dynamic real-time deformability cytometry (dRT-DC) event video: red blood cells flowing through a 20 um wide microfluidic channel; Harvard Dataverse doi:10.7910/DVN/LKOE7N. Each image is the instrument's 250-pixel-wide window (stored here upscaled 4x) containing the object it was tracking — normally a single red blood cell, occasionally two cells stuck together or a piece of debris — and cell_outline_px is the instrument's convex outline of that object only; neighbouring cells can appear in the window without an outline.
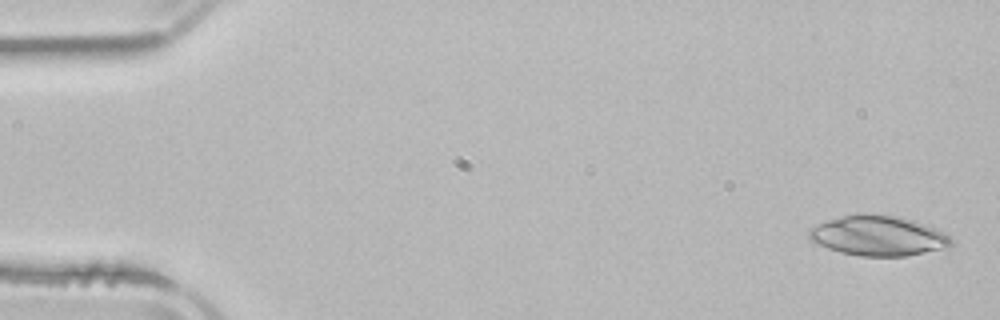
{"species": "common noctule bat (a hibernating species)", "species_latin": "Nyctalus noctula", "temperature_condition": "room temperature", "stored_images_in_passage": 4, "camera_frame_rate_fps": 3000, "um_per_image_px": 0.085, "animal": {"sex": "male", "body_mass_g": 21.5, "forearm_length_mm": 52.0}, "frame": {"image": 1, "passage_image": 1, "time_ms": 0.0, "image_size_px": [1000, 320], "cell_outline_px": [[952, 244], [948, 248], [908, 256], [860, 256], [840, 252], [828, 248], [808, 240], [808, 228], [828, 220], [856, 212], [868, 212], [896, 216], [912, 220], [944, 232], [952, 240]], "centroid_in_image_um": [74.61, 20.03], "position_along_channel_um": 10.4, "area_um2": 33.52}}